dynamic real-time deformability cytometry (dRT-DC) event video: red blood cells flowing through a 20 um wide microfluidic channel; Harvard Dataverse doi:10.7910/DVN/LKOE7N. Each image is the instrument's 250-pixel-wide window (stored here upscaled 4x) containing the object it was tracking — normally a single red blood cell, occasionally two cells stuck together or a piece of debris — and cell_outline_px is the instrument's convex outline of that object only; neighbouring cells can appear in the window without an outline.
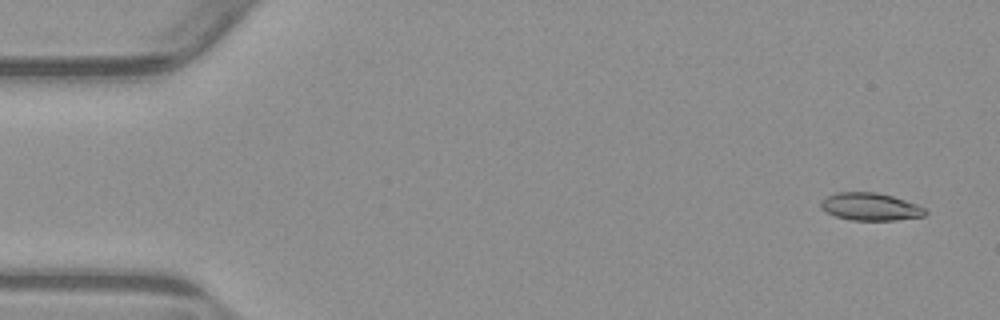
{"species": "common noctule bat (a hibernating species)", "species_latin": "Nyctalus noctula", "temperature_condition": "warm", "stored_images_in_passage": 39, "camera_frame_rate_fps": 3000, "um_per_image_px": 0.085, "animal": {"sex": "male", "body_mass_g": 23.1, "forearm_length_mm": 52.7}, "frame": {"image": 1, "passage_image": 1, "time_ms": 0.0, "image_size_px": [1000, 320], "cell_outline_px": [[928, 212], [924, 216], [896, 220], [852, 220], [836, 216], [820, 208], [820, 200], [824, 196], [836, 192], [876, 192], [892, 196], [916, 204], [924, 208]], "centroid_in_image_um": [73.94, 17.56], "position_along_channel_um": 11.1, "area_um2": 16.82}}